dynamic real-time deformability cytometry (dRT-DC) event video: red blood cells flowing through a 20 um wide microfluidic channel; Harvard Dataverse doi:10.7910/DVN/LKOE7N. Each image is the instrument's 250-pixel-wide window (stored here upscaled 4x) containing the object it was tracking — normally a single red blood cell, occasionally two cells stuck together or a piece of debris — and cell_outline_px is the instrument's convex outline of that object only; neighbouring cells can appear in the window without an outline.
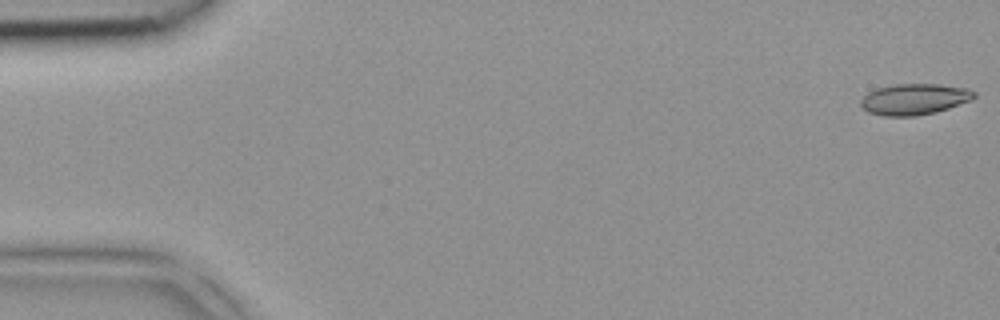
{"species": "common noctule bat (a hibernating species)", "species_latin": "Nyctalus noctula", "temperature_condition": "room temperature", "stored_images_in_passage": 5, "camera_frame_rate_fps": 3000, "um_per_image_px": 0.085, "animal": {"sex": "female", "body_mass_g": 18.4}, "frame": {"image": 1, "passage_image": 1, "time_ms": 0.0, "image_size_px": [1000, 320], "cell_outline_px": [[976, 96], [972, 100], [936, 112], [916, 116], [884, 116], [868, 112], [860, 108], [860, 100], [868, 92], [876, 88], [896, 84], [940, 84], [968, 88], [976, 92]], "centroid_in_image_um": [77.71, 8.43], "position_along_channel_um": 7.3, "area_um2": 20.75}}
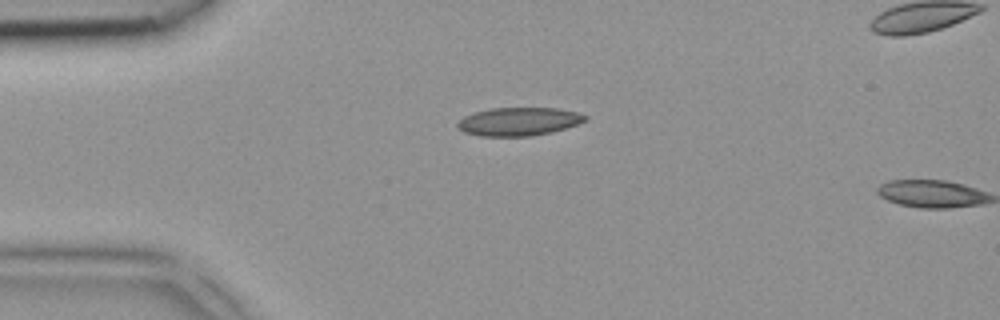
{"frame": {"image": 2, "passage_image": 4, "time_ms": 1.0, "image_size_px": [1000, 320], "cell_outline_px": [[588, 116], [584, 120], [576, 124], [552, 132], [532, 136], [480, 136], [464, 132], [456, 128], [456, 124], [464, 116], [472, 112], [492, 108], [556, 108], [576, 112]], "centroid_in_image_um": [44.03, 10.33], "position_along_channel_um": 41.0, "area_um2": 20.98}}